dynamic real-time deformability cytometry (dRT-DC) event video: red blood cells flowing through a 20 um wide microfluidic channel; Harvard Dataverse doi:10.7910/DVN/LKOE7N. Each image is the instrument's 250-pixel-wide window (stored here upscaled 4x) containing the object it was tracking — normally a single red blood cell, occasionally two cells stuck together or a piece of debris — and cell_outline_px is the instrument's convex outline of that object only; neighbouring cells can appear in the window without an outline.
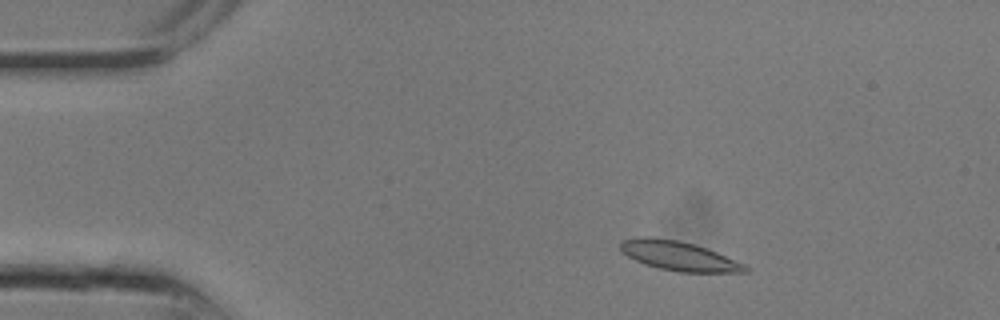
{"species": "common noctule bat (a hibernating species)", "species_latin": "Nyctalus noctula", "temperature_condition": "room temperature", "stored_images_in_passage": 7, "camera_frame_rate_fps": 3000, "um_per_image_px": 0.085, "animal": {"sex": "male", "body_mass_g": 13.3}, "frame": {"image": 1, "passage_image": 2, "time_ms": 0.333, "image_size_px": [1000, 320], "cell_outline_px": [[752, 268], [748, 272], [676, 272], [644, 264], [620, 252], [620, 240], [640, 236], [652, 236], [680, 240], [696, 244], [716, 252], [744, 264]], "centroid_in_image_um": [57.67, 21.73], "position_along_channel_um": 27.3, "area_um2": 21.62}}
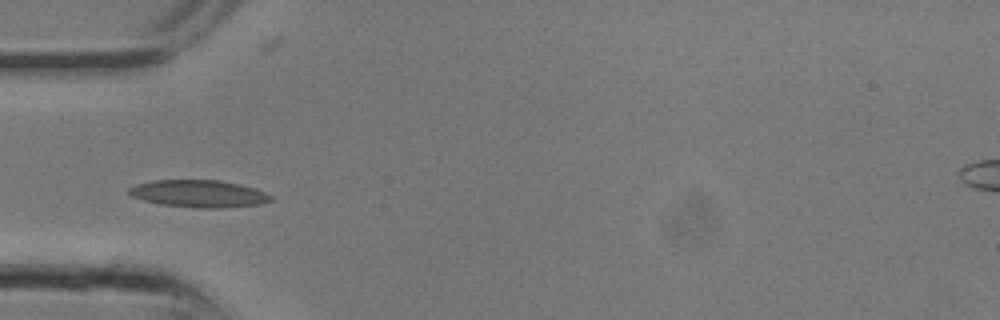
{"frame": {"image": 2, "passage_image": 6, "time_ms": 1.667, "image_size_px": [1000, 320], "cell_outline_px": [[276, 196], [272, 200], [260, 204], [224, 208], [196, 208], [160, 204], [144, 200], [132, 196], [128, 192], [128, 188], [136, 184], [152, 180], [220, 180], [252, 188]], "centroid_in_image_um": [16.9, 16.47], "position_along_channel_um": 68.1, "area_um2": 22.54}}